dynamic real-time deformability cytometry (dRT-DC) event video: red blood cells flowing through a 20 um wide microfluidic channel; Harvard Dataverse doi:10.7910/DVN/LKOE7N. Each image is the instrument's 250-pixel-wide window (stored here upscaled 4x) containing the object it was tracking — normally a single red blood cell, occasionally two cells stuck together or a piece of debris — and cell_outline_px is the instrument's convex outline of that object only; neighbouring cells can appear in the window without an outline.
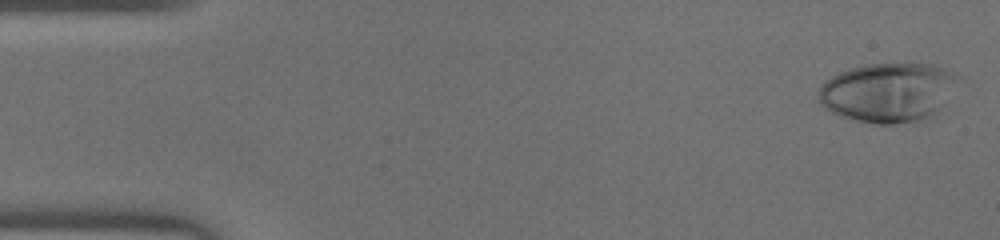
{"species": "human", "species_latin": "Homo sapiens", "temperature_condition": "warm", "stored_images_in_passage": 47, "camera_frame_rate_fps": 3000, "um_per_image_px": 0.085, "donor": {"sex": "male"}, "frame": {"image": 1, "passage_image": 2, "time_ms": 0.333, "image_size_px": [1000, 240], "cell_outline_px": [[956, 76], [940, 104], [928, 116], [912, 120], [892, 124], [876, 124], [844, 116], [832, 112], [820, 104], [820, 88], [832, 76], [840, 72], [864, 64], [928, 64], [944, 68], [952, 72]], "centroid_in_image_um": [75.37, 7.82], "position_along_channel_um": 9.6, "area_um2": 45.95}}
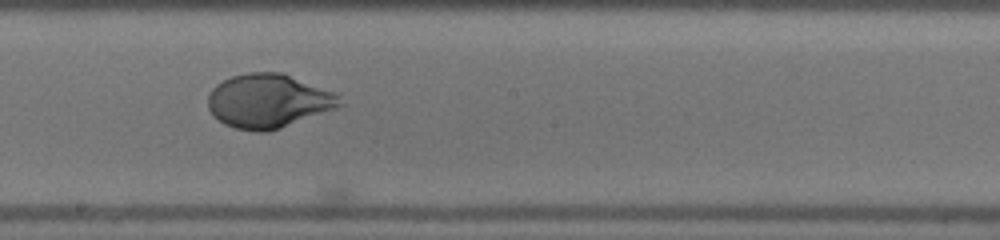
{"frame": {"image": 2, "passage_image": 26, "time_ms": 8.333, "image_size_px": [1000, 240], "cell_outline_px": [[344, 104], [336, 108], [280, 128], [268, 132], [256, 132], [236, 128], [224, 124], [208, 108], [208, 96], [212, 88], [216, 84], [232, 76], [248, 72], [284, 72], [336, 92]], "centroid_in_image_um": [22.84, 8.56], "position_along_channel_um": 225.4, "area_um2": 41.56}}
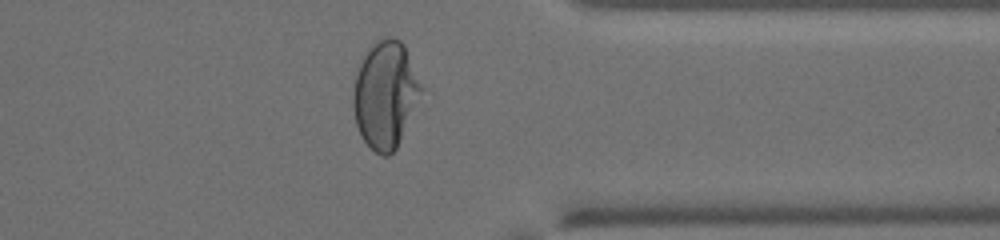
{"frame": {"image": 3, "passage_image": 37, "time_ms": 12.0, "image_size_px": [1000, 240], "cell_outline_px": [[424, 88], [396, 148], [388, 156], [380, 156], [364, 140], [356, 124], [352, 108], [352, 96], [356, 76], [360, 60], [364, 52], [376, 40], [384, 36], [392, 36], [400, 40], [404, 44]], "centroid_in_image_um": [32.74, 7.99], "position_along_channel_um": 378.7, "area_um2": 42.48}}